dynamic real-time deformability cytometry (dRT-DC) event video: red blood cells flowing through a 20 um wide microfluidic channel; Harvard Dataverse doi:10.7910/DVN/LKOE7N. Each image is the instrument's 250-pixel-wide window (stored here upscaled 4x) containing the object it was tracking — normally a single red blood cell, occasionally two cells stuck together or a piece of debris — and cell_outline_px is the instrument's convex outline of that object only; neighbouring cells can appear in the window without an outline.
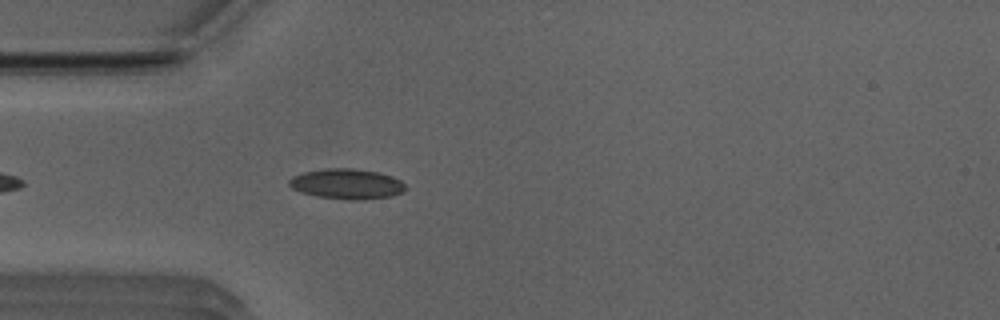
{"species": "Egyptian fruit bat (a non-hibernating species)", "species_latin": "Rousettus aegyptiacus", "temperature_condition": "room temperature", "stored_images_in_passage": 42, "camera_frame_rate_fps": 3000, "um_per_image_px": 0.085, "animal": {"sex": "male"}, "frame": {"image": 1, "passage_image": 5, "time_ms": 1.333, "image_size_px": [1000, 320], "cell_outline_px": [[408, 188], [404, 192], [392, 196], [364, 200], [348, 200], [316, 196], [300, 192], [292, 188], [288, 184], [288, 180], [292, 176], [304, 172], [328, 168], [352, 168], [376, 172], [392, 176], [400, 180]], "centroid_in_image_um": [29.49, 15.64], "position_along_channel_um": 55.5, "area_um2": 20.69}}
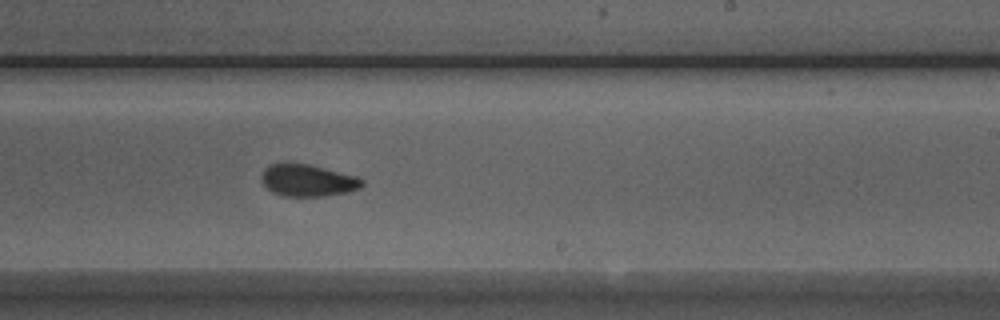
{"frame": {"image": 2, "passage_image": 21, "time_ms": 6.667, "image_size_px": [1000, 320], "cell_outline_px": [[364, 184], [360, 188], [344, 192], [324, 196], [280, 196], [272, 192], [264, 184], [260, 176], [264, 168], [268, 164], [284, 160], [308, 164], [356, 176], [364, 180]], "centroid_in_image_um": [26.08, 15.29], "position_along_channel_um": 262.9, "area_um2": 19.13}}
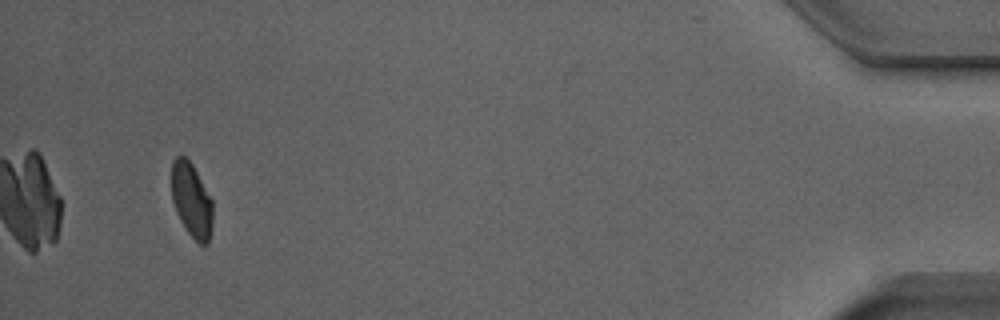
{"frame": {"image": 3, "passage_image": 39, "time_ms": 12.667, "image_size_px": [1000, 320], "cell_outline_px": [[212, 224], [208, 244], [200, 244], [188, 232], [180, 220], [176, 212], [172, 200], [172, 160], [176, 156], [184, 156], [192, 164], [212, 200]], "centroid_in_image_um": [16.27, 17.01], "position_along_channel_um": 418.9, "area_um2": 17.63}, "authors_computed_cell_mechanics": {"area_um2": 19.1029, "velocity_mm_per_s": 3.9564, "shape_relaxation_time_tau1_ms": 5.3413, "shape_relaxation_time_tau2_ms": 1.4112, "deformation_change_tau1": 0.1211, "deformation_change_tau2": 0.0603}}